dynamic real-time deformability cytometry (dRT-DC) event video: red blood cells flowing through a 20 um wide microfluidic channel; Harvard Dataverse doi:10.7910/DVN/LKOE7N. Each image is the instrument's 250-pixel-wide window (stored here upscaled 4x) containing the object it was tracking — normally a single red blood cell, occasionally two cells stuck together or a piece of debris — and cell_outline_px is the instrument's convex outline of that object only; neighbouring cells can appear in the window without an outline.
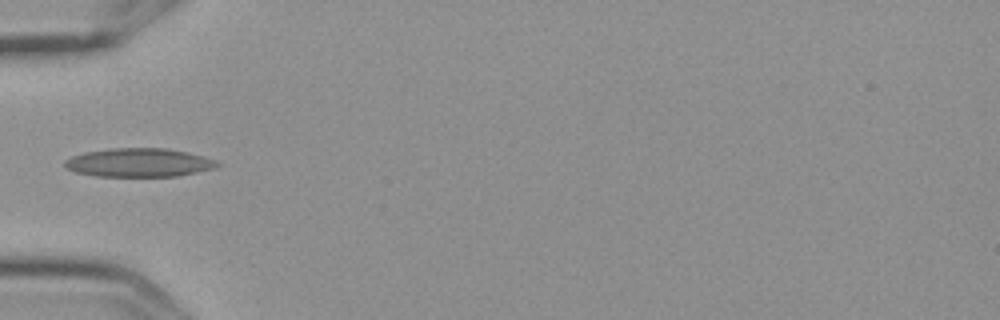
{"species": "Egyptian fruit bat (a non-hibernating species)", "species_latin": "Rousettus aegyptiacus", "temperature_condition": "cold", "stored_images_in_passage": 7, "camera_frame_rate_fps": 3000, "um_per_image_px": 0.085, "frame": {"image": 1, "passage_image": 7, "time_ms": 2.0, "image_size_px": [1000, 320], "cell_outline_px": [[220, 164], [216, 168], [176, 176], [96, 176], [76, 172], [68, 168], [64, 164], [64, 160], [72, 156], [84, 152], [108, 148], [168, 148], [188, 152], [204, 156], [216, 160]], "centroid_in_image_um": [11.82, 13.81], "position_along_channel_um": 73.2, "area_um2": 25.49}}